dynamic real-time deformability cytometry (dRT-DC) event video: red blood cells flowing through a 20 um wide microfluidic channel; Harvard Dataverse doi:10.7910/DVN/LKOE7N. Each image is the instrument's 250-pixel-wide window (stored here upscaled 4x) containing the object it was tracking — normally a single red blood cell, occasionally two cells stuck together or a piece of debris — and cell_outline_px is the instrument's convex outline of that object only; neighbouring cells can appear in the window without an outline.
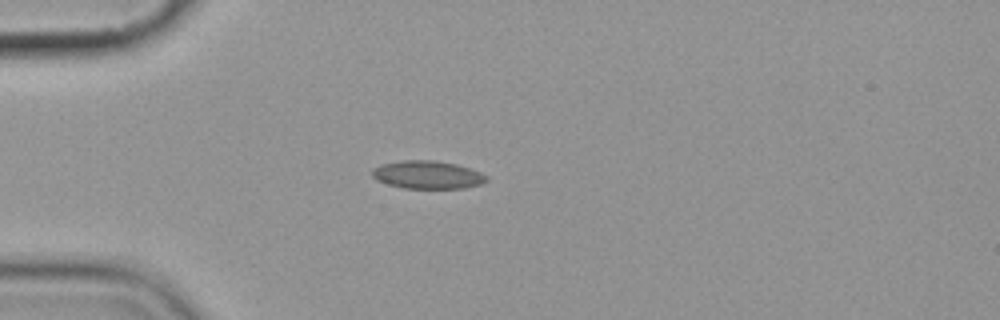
{"species": "common noctule bat (a hibernating species)", "species_latin": "Nyctalus noctula", "temperature_condition": "cold", "stored_images_in_passage": 8, "camera_frame_rate_fps": 3000, "um_per_image_px": 0.085, "animal": {"sex": "female", "body_mass_g": 19.9}, "frame": {"image": 1, "passage_image": 4, "time_ms": 3.667, "image_size_px": [1000, 320], "cell_outline_px": [[488, 180], [480, 184], [464, 188], [404, 188], [388, 184], [376, 180], [372, 176], [372, 168], [380, 164], [404, 160], [432, 160], [456, 164], [480, 172], [488, 176]], "centroid_in_image_um": [36.32, 14.85], "position_along_channel_um": 48.7, "area_um2": 18.61}}
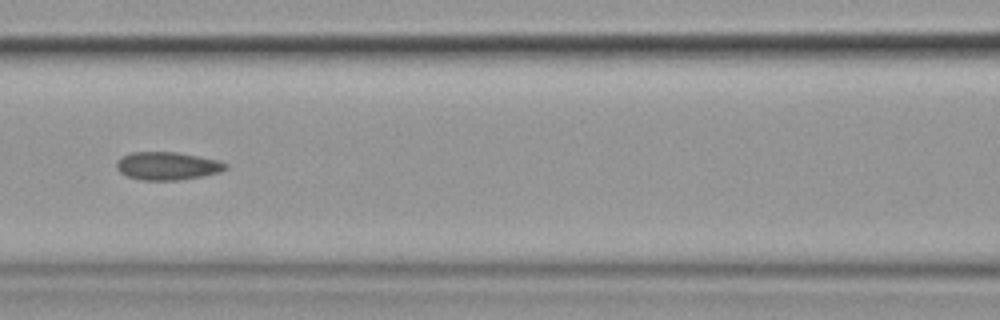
{"frame": {"image": 2, "passage_image": 7, "time_ms": 7.0, "image_size_px": [1000, 320], "cell_outline_px": [[228, 168], [220, 172], [180, 180], [140, 180], [128, 176], [120, 172], [116, 168], [116, 160], [132, 152], [176, 152], [216, 160], [228, 164]], "centroid_in_image_um": [14.2, 14.11], "position_along_channel_um": 152.4, "area_um2": 17.63}}
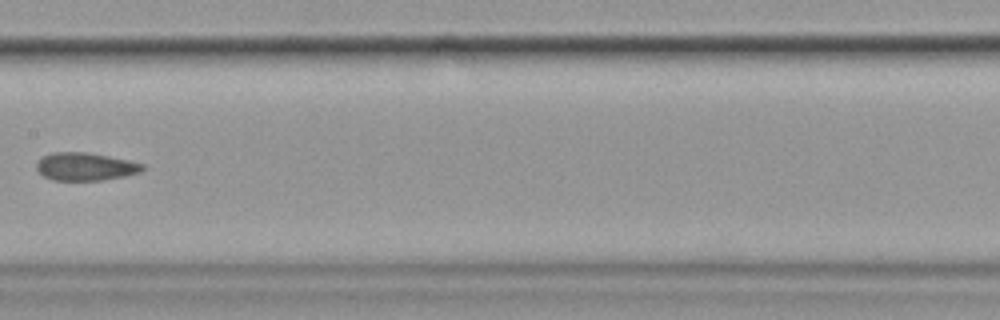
{"frame": {"image": 3, "passage_image": 8, "time_ms": 8.333, "image_size_px": [1000, 320], "cell_outline_px": [[144, 168], [140, 172], [124, 176], [104, 180], [52, 180], [44, 176], [36, 168], [36, 164], [44, 156], [52, 152], [84, 152], [108, 156], [128, 160], [144, 164]], "centroid_in_image_um": [7.26, 14.16], "position_along_channel_um": 200.1, "area_um2": 17.05}}